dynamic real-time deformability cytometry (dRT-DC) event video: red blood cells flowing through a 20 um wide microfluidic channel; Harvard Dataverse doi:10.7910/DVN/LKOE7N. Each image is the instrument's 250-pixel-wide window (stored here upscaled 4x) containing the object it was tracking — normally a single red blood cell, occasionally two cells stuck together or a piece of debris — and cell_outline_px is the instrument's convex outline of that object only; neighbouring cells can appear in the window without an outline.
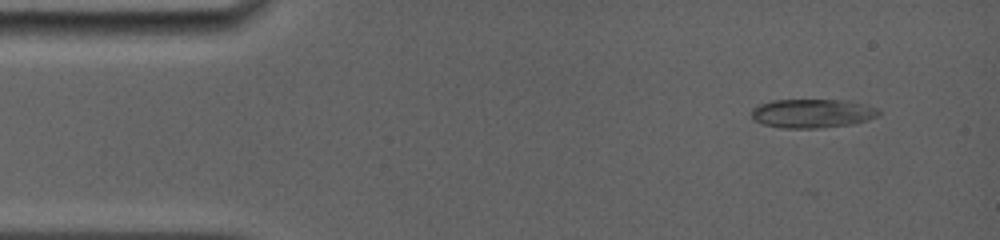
{"species": "common noctule bat (a hibernating species)", "species_latin": "Nyctalus noctula", "temperature_condition": "room temperature", "stored_images_in_passage": 18, "camera_frame_rate_fps": 5000, "um_per_image_px": 0.085, "animal": {"sex": "female", "body_mass_g": 19.0, "forearm_length_mm": 56.7}, "frame": {"image": 1, "passage_image": 3, "time_ms": 1.0, "image_size_px": [1000, 240], "cell_outline_px": [[880, 116], [868, 120], [852, 124], [820, 128], [784, 128], [764, 124], [752, 120], [752, 108], [760, 104], [772, 100], [848, 100], [868, 104], [876, 108], [880, 112]], "centroid_in_image_um": [69.08, 9.63], "position_along_channel_um": 15.9, "area_um2": 21.62}}
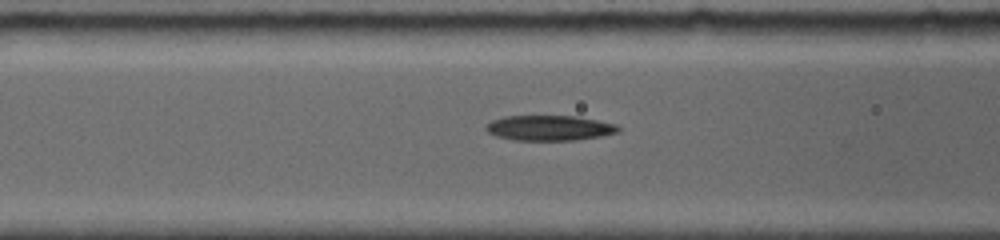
{"frame": {"image": 2, "passage_image": 14, "time_ms": 5.8, "image_size_px": [1000, 240], "cell_outline_px": [[620, 132], [600, 136], [576, 140], [512, 140], [496, 136], [488, 132], [484, 128], [484, 124], [492, 120], [504, 116], [576, 116], [616, 124], [620, 128]], "centroid_in_image_um": [46.66, 10.87], "position_along_channel_um": 119.9, "area_um2": 19.54}}
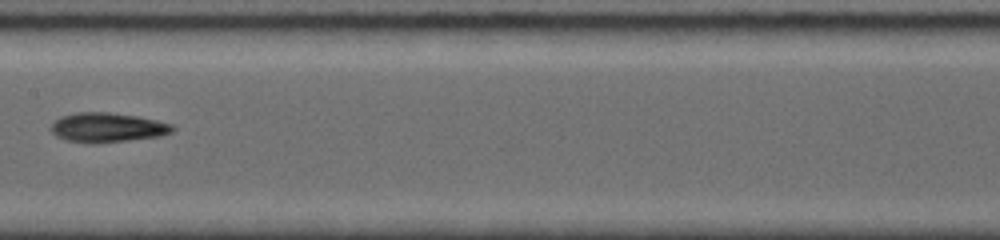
{"frame": {"image": 3, "passage_image": 18, "time_ms": 7.8, "image_size_px": [1000, 240], "cell_outline_px": [[176, 128], [172, 132], [160, 136], [96, 144], [68, 140], [56, 136], [52, 132], [52, 124], [60, 116], [76, 112], [108, 112], [136, 116], [156, 120], [172, 124]], "centroid_in_image_um": [9.14, 10.83], "position_along_channel_um": 198.3, "area_um2": 20.81}}